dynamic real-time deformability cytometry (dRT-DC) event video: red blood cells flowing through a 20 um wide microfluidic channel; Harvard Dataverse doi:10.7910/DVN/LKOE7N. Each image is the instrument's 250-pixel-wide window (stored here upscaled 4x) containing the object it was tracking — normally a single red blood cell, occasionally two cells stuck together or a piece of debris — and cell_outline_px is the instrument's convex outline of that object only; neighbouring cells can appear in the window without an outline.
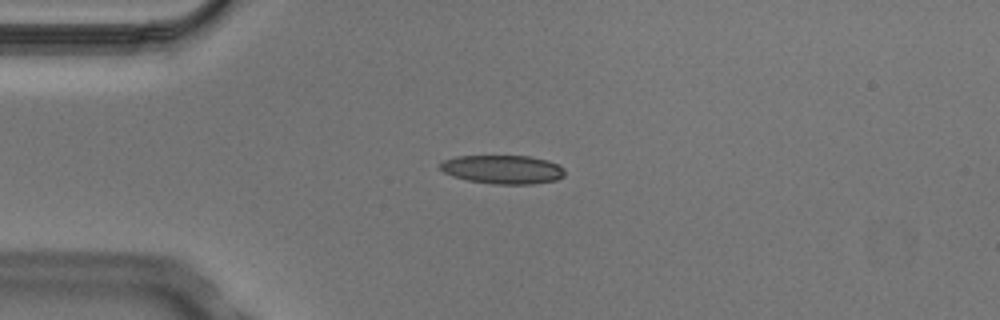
{"species": "Egyptian fruit bat (a non-hibernating species)", "species_latin": "Rousettus aegyptiacus", "temperature_condition": "cold", "stored_images_in_passage": 5, "camera_frame_rate_fps": 3000, "um_per_image_px": 0.085, "animal": {"sex": "male"}, "frame": {"image": 1, "passage_image": 3, "time_ms": 0.667, "image_size_px": [1000, 320], "cell_outline_px": [[564, 176], [556, 180], [532, 184], [492, 184], [468, 180], [452, 176], [444, 172], [440, 168], [440, 164], [444, 160], [456, 156], [528, 156], [548, 160], [564, 168]], "centroid_in_image_um": [42.73, 14.4], "position_along_channel_um": 42.3, "area_um2": 20.81}}